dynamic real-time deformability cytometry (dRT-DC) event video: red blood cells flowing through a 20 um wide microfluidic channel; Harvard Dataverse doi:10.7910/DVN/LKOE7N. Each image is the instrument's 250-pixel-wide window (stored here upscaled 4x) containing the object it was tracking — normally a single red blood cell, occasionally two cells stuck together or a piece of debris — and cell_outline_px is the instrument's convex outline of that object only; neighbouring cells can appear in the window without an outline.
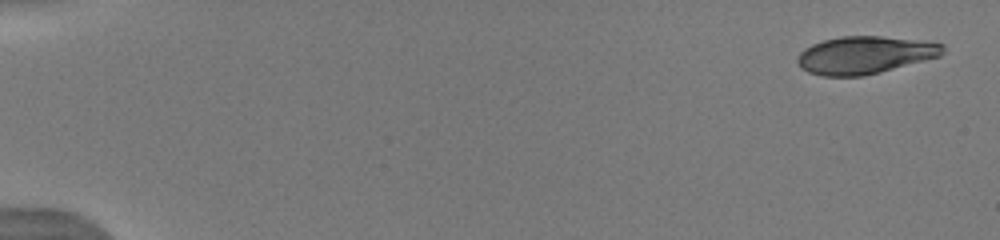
{"species": "human", "species_latin": "Homo sapiens", "temperature_condition": "warm", "stored_images_in_passage": 12, "camera_frame_rate_fps": 3000, "um_per_image_px": 0.085, "donor": {"sex": "male"}, "frame": {"image": 1, "passage_image": 1, "time_ms": 0.0, "image_size_px": [1000, 240], "cell_outline_px": [[944, 52], [940, 56], [880, 72], [864, 76], [824, 76], [808, 72], [800, 68], [796, 60], [800, 52], [804, 48], [812, 44], [824, 40], [840, 36], [880, 36], [916, 40], [944, 44]], "centroid_in_image_um": [73.47, 4.68], "position_along_channel_um": 11.5, "area_um2": 31.73}}
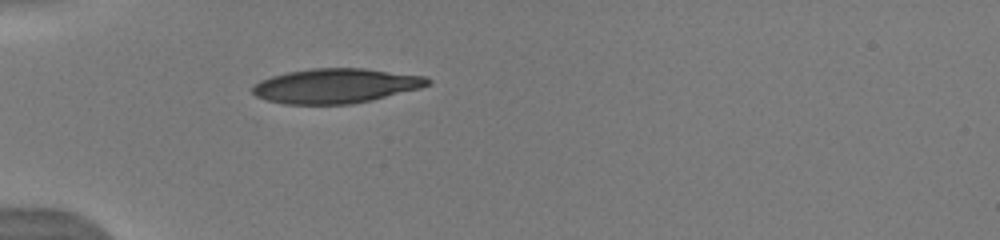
{"frame": {"image": 2, "passage_image": 10, "time_ms": 5.0, "image_size_px": [1000, 240], "cell_outline_px": [[432, 84], [420, 88], [372, 100], [352, 104], [284, 104], [268, 100], [256, 96], [252, 92], [252, 88], [260, 80], [272, 76], [288, 72], [312, 68], [364, 68], [424, 76], [432, 80]], "centroid_in_image_um": [28.56, 7.29], "position_along_channel_um": 56.4, "area_um2": 35.32}}